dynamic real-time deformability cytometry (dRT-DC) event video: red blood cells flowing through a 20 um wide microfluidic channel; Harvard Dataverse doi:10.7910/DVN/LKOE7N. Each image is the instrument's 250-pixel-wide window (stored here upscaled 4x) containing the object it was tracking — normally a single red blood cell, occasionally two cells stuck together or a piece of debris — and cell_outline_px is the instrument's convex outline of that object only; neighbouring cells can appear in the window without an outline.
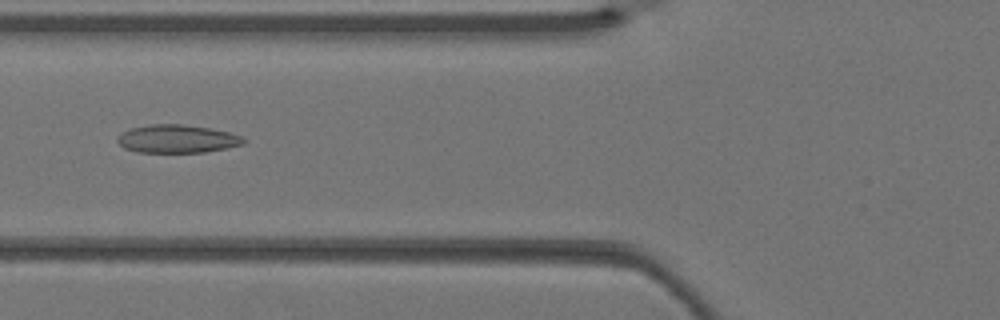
{"species": "Egyptian fruit bat (a non-hibernating species)", "species_latin": "Rousettus aegyptiacus", "temperature_condition": "warm", "stored_images_in_passage": 4, "camera_frame_rate_fps": 3000, "um_per_image_px": 0.085, "animal": {"sex": "female"}, "frame": {"image": 1, "passage_image": 4, "time_ms": 1.0, "image_size_px": [1000, 320], "cell_outline_px": [[248, 140], [244, 144], [228, 148], [204, 152], [136, 152], [124, 148], [116, 140], [128, 128], [152, 124], [180, 124], [208, 128], [228, 132], [240, 136]], "centroid_in_image_um": [15.07, 11.81], "position_along_channel_um": 110.7, "area_um2": 20.58}}